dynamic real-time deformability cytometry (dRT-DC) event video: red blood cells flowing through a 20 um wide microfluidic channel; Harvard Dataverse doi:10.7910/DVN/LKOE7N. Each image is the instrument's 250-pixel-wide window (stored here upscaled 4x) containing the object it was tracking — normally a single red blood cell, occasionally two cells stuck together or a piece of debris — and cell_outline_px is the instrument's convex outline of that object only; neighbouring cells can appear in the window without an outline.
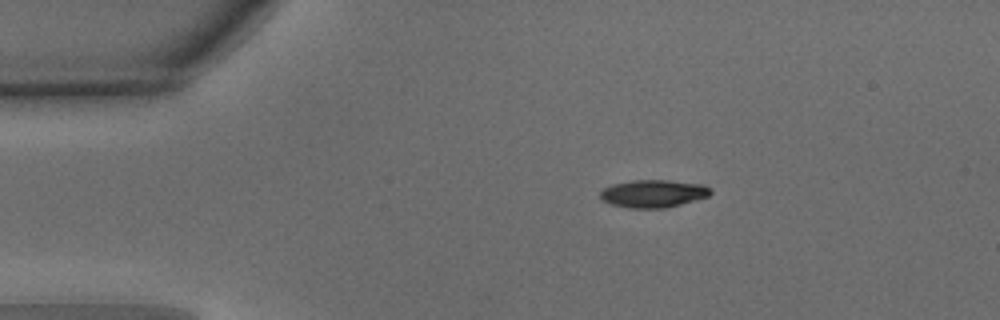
{"species": "common noctule bat (a hibernating species)", "species_latin": "Nyctalus noctula", "temperature_condition": "warm", "stored_images_in_passage": 43, "camera_frame_rate_fps": 3000, "um_per_image_px": 0.085, "animal": {"sex": "male", "body_mass_g": 15.6}, "frame": {"image": 1, "passage_image": 1, "time_ms": 0.0, "image_size_px": [1000, 320], "cell_outline_px": [[712, 192], [708, 196], [680, 204], [664, 208], [628, 208], [612, 204], [600, 200], [600, 192], [604, 188], [612, 184], [632, 180], [668, 180], [704, 184], [712, 188]], "centroid_in_image_um": [55.52, 16.44], "position_along_channel_um": 29.5, "area_um2": 17.86}}
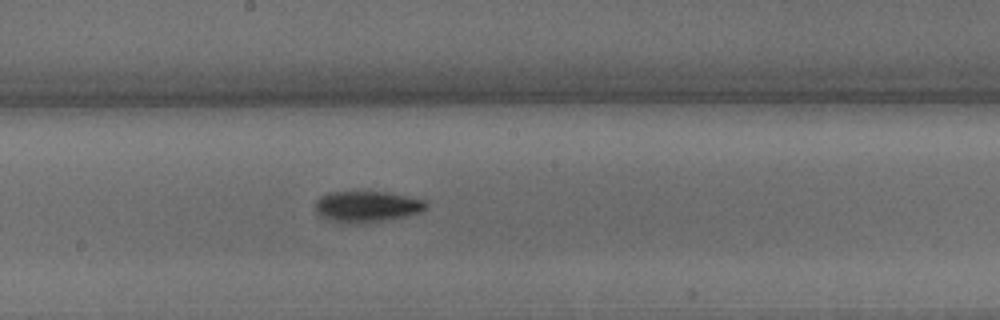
{"frame": {"image": 2, "passage_image": 19, "time_ms": 6.0, "image_size_px": [1000, 320], "cell_outline_px": [[428, 204], [420, 212], [404, 216], [380, 220], [328, 220], [320, 216], [316, 212], [316, 200], [320, 196], [328, 192], [384, 192], [424, 200]], "centroid_in_image_um": [31.16, 17.5], "position_along_channel_um": 217.0, "area_um2": 18.9}}
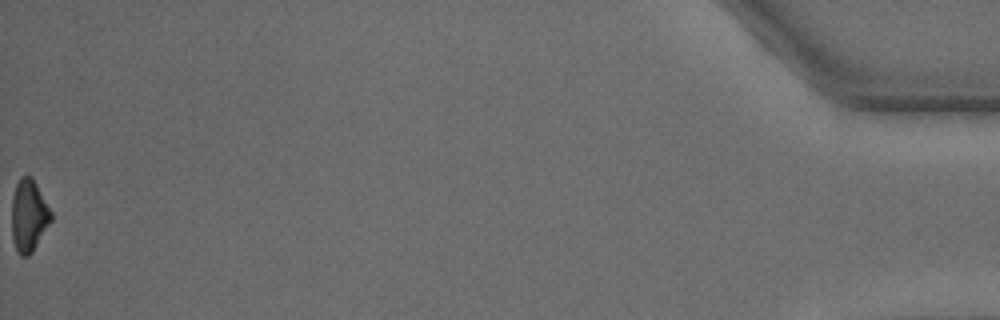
{"frame": {"image": 3, "passage_image": 43, "time_ms": 14.0, "image_size_px": [1000, 320], "cell_outline_px": [[52, 220], [32, 252], [28, 256], [20, 256], [12, 240], [12, 196], [16, 184], [20, 176], [32, 176], [52, 212]], "centroid_in_image_um": [2.44, 18.32], "position_along_channel_um": 432.8, "area_um2": 16.59}, "authors_computed_cell_mechanics": {"area_um2": 17.9758, "velocity_mm_per_s": 3.9752, "shape_relaxation_time_tau1_ms": 2.5057, "shape_relaxation_time_tau2_ms": null, "deformation_change_tau1": 0.1241, "deformation_change_tau2": null}}